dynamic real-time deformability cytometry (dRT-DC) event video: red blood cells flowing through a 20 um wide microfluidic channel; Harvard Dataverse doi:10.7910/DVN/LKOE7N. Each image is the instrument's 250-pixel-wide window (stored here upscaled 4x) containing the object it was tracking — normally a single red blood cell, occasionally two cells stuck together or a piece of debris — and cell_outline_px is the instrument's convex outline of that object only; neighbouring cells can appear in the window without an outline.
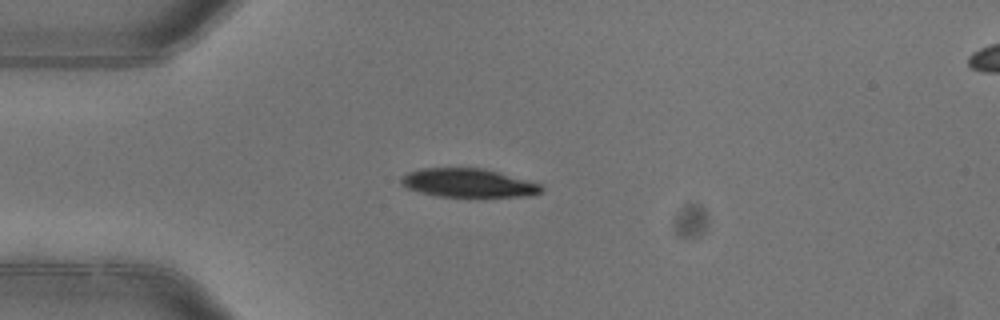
{"species": "common noctule bat (a hibernating species)", "species_latin": "Nyctalus noctula", "temperature_condition": "warm", "stored_images_in_passage": 2, "camera_frame_rate_fps": 3000, "um_per_image_px": 0.085, "animal": {"sex": "female"}, "frame": {"image": 1, "passage_image": 2, "time_ms": 0.333, "image_size_px": [1000, 320], "cell_outline_px": [[544, 188], [540, 192], [532, 196], [436, 196], [404, 188], [400, 184], [400, 176], [408, 172], [424, 168], [484, 168], [500, 172], [528, 180], [540, 184]], "centroid_in_image_um": [39.76, 15.54], "position_along_channel_um": 45.2, "area_um2": 23.47}}